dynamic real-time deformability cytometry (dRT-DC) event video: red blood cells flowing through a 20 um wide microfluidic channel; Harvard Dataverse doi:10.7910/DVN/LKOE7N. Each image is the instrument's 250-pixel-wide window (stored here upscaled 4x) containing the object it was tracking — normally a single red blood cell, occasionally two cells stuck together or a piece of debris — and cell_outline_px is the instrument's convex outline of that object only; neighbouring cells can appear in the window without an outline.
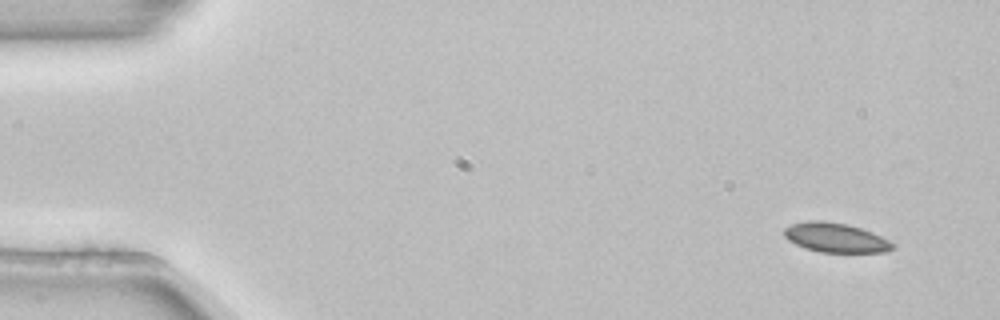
{"species": "common noctule bat (a hibernating species)", "species_latin": "Nyctalus noctula", "temperature_condition": "room temperature", "stored_images_in_passage": 4, "camera_frame_rate_fps": 3000, "um_per_image_px": 0.085, "animal": {"sex": "female", "body_mass_g": 22.7, "forearm_length_mm": 54.2}, "frame": {"image": 1, "passage_image": 1, "time_ms": 0.0, "image_size_px": [1000, 320], "cell_outline_px": [[896, 248], [888, 252], [820, 252], [804, 248], [788, 240], [784, 236], [784, 228], [792, 224], [808, 220], [824, 220], [848, 224], [872, 232], [896, 244]], "centroid_in_image_um": [71.04, 20.2], "position_along_channel_um": 14.0, "area_um2": 18.79}}
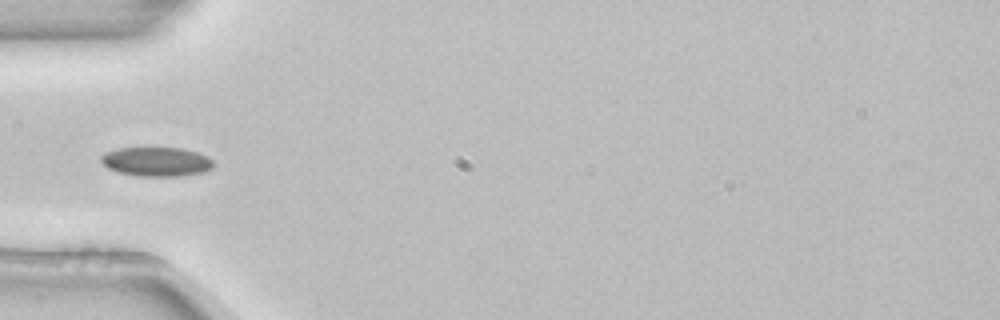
{"frame": {"image": 2, "passage_image": 4, "time_ms": 1.0, "image_size_px": [1000, 320], "cell_outline_px": [[216, 164], [212, 168], [204, 172], [180, 176], [136, 176], [120, 172], [108, 168], [100, 160], [100, 156], [104, 152], [116, 148], [180, 148], [196, 152], [208, 156]], "centroid_in_image_um": [13.3, 13.74], "position_along_channel_um": 71.7, "area_um2": 19.25}}